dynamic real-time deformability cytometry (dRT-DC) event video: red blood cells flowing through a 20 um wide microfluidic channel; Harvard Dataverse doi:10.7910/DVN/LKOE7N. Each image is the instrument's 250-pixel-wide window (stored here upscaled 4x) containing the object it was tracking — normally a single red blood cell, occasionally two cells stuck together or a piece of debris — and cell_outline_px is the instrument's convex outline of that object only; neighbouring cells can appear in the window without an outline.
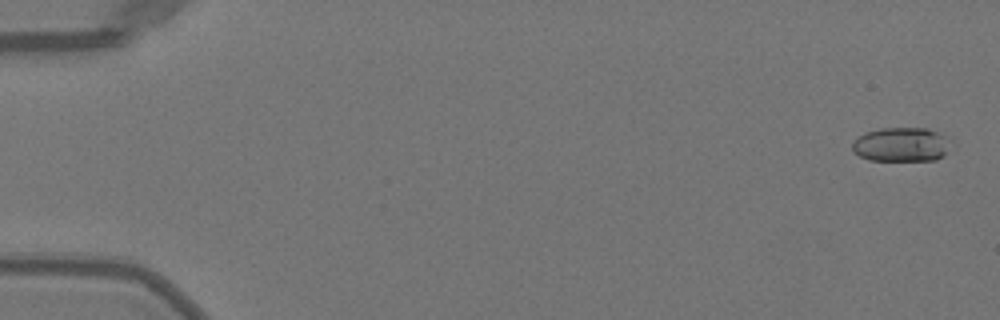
{"species": "Egyptian fruit bat (a non-hibernating species)", "species_latin": "Rousettus aegyptiacus", "temperature_condition": "warm", "stored_images_in_passage": 16, "camera_frame_rate_fps": 3000, "um_per_image_px": 0.085, "animal": {"sex": "female"}, "frame": {"image": 1, "passage_image": 2, "time_ms": 0.333, "image_size_px": [1000, 320], "cell_outline_px": [[948, 152], [944, 156], [936, 160], [868, 160], [852, 152], [852, 140], [868, 132], [880, 128], [928, 128], [944, 136]], "centroid_in_image_um": [76.55, 12.3], "position_along_channel_um": 8.5, "area_um2": 19.42}}
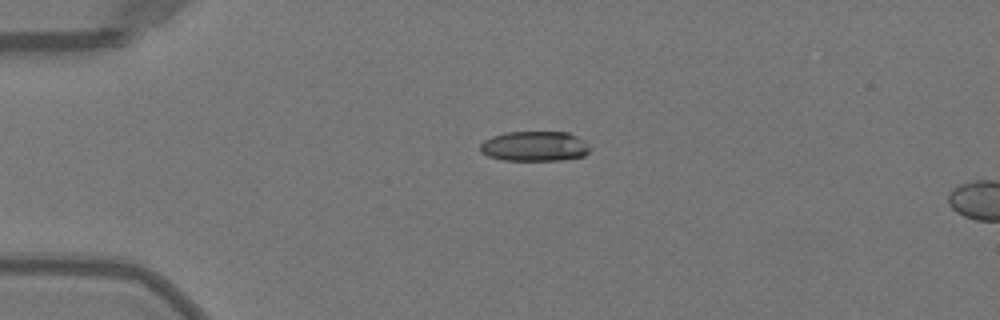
{"frame": {"image": 2, "passage_image": 13, "time_ms": 4.0, "image_size_px": [1000, 320], "cell_outline_px": [[592, 148], [584, 156], [560, 160], [504, 160], [488, 156], [480, 152], [480, 144], [484, 140], [492, 136], [504, 132], [568, 132], [584, 140]], "centroid_in_image_um": [45.44, 12.43], "position_along_channel_um": 39.6, "area_um2": 19.31}}